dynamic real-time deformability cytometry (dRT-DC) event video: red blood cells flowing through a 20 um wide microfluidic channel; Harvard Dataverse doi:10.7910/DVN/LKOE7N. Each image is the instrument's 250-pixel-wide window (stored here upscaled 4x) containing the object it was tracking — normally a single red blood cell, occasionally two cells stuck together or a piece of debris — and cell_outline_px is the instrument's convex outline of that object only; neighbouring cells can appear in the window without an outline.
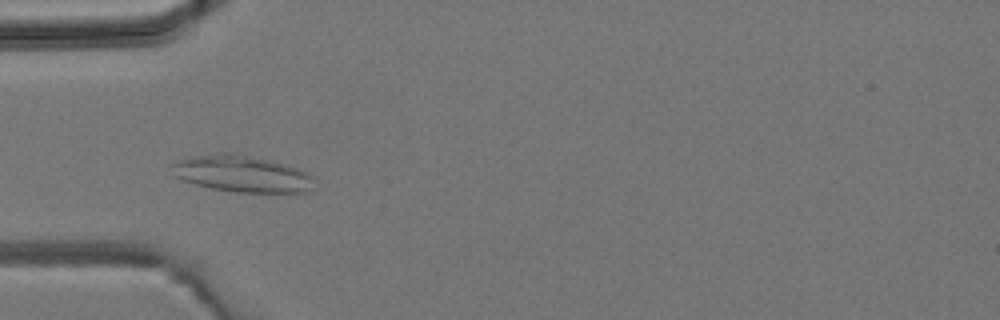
{"species": "common noctule bat (a hibernating species)", "species_latin": "Nyctalus noctula", "temperature_condition": "room temperature", "stored_images_in_passage": 5, "camera_frame_rate_fps": 3000, "um_per_image_px": 0.085, "animal": {"sex": "male", "body_mass_g": 19.2, "forearm_length_mm": 51.8}, "frame": {"image": 1, "passage_image": 3, "time_ms": 2.667, "image_size_px": [1000, 320], "cell_outline_px": [[316, 188], [312, 192], [236, 192], [212, 188], [196, 184], [172, 176], [172, 164], [180, 160], [196, 156], [216, 152], [236, 152], [288, 164], [308, 172], [312, 176]], "centroid_in_image_um": [20.63, 14.76], "position_along_channel_um": 64.4, "area_um2": 30.81}}
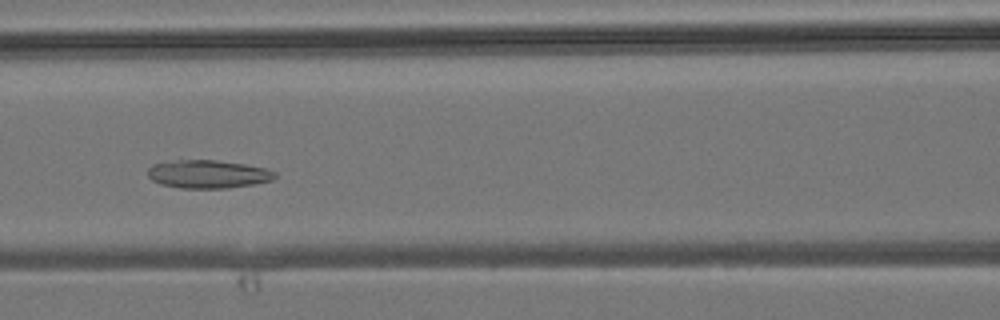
{"frame": {"image": 2, "passage_image": 5, "time_ms": 4.667, "image_size_px": [1000, 320], "cell_outline_px": [[276, 176], [272, 180], [252, 184], [228, 188], [180, 188], [160, 184], [152, 180], [148, 176], [148, 168], [152, 164], [176, 160], [216, 160], [244, 164], [264, 168], [276, 172]], "centroid_in_image_um": [17.65, 14.8], "position_along_channel_um": 149.0, "area_um2": 20.81}}